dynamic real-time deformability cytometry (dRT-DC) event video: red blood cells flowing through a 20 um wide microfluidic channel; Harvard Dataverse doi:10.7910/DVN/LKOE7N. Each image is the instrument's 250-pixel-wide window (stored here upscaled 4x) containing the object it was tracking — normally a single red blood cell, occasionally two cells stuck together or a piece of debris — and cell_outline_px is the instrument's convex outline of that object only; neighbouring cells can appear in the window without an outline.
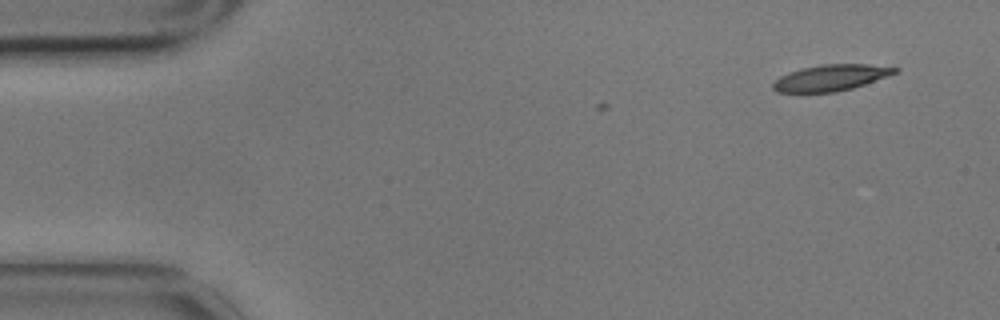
{"species": "common noctule bat (a hibernating species)", "species_latin": "Nyctalus noctula", "temperature_condition": "cold", "stored_images_in_passage": 3, "camera_frame_rate_fps": 3000, "um_per_image_px": 0.085, "animal": {"sex": "male", "body_mass_g": 17.9}, "frame": {"image": 1, "passage_image": 1, "time_ms": 0.0, "image_size_px": [1000, 320], "cell_outline_px": [[900, 72], [852, 88], [836, 92], [776, 92], [772, 88], [772, 84], [780, 76], [788, 72], [800, 68], [824, 64], [868, 64], [900, 68]], "centroid_in_image_um": [70.63, 6.6], "position_along_channel_um": 14.4, "area_um2": 18.61}}